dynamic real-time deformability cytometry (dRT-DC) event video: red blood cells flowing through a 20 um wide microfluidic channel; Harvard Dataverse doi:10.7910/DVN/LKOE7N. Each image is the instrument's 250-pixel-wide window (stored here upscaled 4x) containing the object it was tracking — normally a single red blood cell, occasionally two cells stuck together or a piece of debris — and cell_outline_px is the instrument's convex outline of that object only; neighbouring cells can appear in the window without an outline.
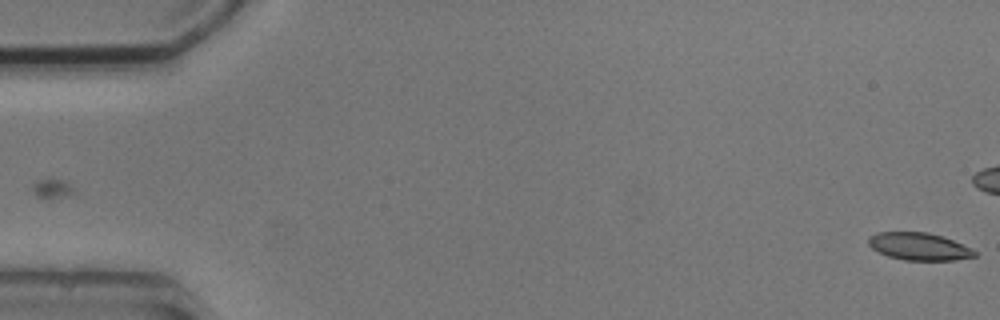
{"species": "common noctule bat (a hibernating species)", "species_latin": "Nyctalus noctula", "temperature_condition": "cold", "stored_images_in_passage": 5, "camera_frame_rate_fps": 3000, "um_per_image_px": 0.085, "animal": {"sex": "male", "body_mass_g": 20.5, "forearm_length_mm": 52.5}, "frame": {"image": 1, "passage_image": 5, "time_ms": 5.333, "image_size_px": [1000, 320], "cell_outline_px": [[976, 256], [956, 260], [904, 260], [888, 256], [872, 248], [868, 244], [868, 236], [876, 232], [928, 232], [944, 236], [972, 248], [976, 252]], "centroid_in_image_um": [78.12, 20.94], "position_along_channel_um": 6.9, "area_um2": 17.11}}